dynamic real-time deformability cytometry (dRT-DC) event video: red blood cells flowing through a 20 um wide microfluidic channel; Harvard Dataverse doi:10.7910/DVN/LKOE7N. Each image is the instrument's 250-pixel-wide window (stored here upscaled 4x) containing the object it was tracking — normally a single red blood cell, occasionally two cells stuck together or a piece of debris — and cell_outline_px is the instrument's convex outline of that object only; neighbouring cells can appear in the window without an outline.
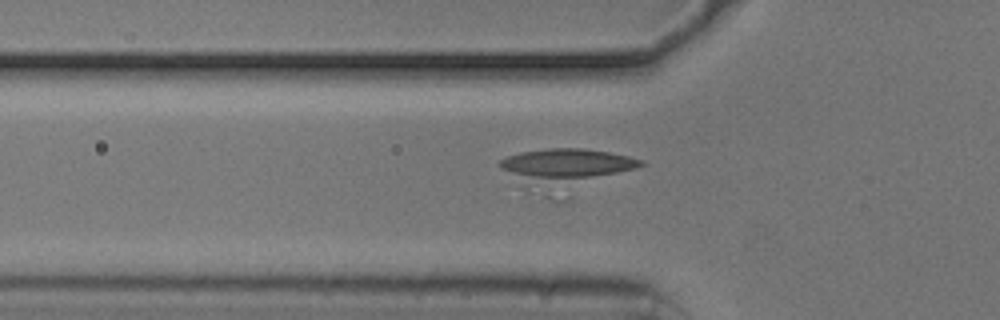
{"species": "common noctule bat (a hibernating species)", "species_latin": "Nyctalus noctula", "temperature_condition": "cold", "stored_images_in_passage": 53, "camera_frame_rate_fps": 3000, "um_per_image_px": 0.085, "animal": {"sex": "male", "body_mass_g": 20.5, "forearm_length_mm": 52.5}, "frame": {"image": 1, "passage_image": 17, "time_ms": 5.333, "image_size_px": [1000, 320], "cell_outline_px": [[644, 164], [636, 168], [528, 192], [520, 188], [500, 164], [500, 160], [508, 156], [520, 152], [548, 148], [584, 148], [608, 152], [628, 156], [644, 160]], "centroid_in_image_um": [47.88, 14.14], "position_along_channel_um": 77.9, "area_um2": 28.61}}